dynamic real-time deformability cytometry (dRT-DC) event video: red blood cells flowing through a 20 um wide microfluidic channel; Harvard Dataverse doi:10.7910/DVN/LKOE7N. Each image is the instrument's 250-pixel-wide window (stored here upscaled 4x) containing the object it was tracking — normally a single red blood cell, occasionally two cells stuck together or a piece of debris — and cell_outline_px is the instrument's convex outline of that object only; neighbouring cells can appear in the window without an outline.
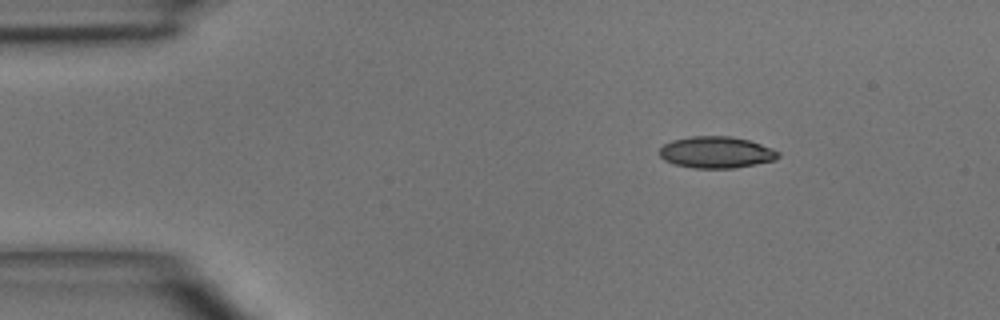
{"species": "common noctule bat (a hibernating species)", "species_latin": "Nyctalus noctula", "temperature_condition": "room temperature", "stored_images_in_passage": 3, "camera_frame_rate_fps": 3000, "um_per_image_px": 0.085, "animal": {"sex": "male", "body_mass_g": 15.6}, "frame": {"image": 1, "passage_image": 1, "time_ms": 0.0, "image_size_px": [1000, 320], "cell_outline_px": [[780, 156], [776, 160], [732, 168], [692, 168], [676, 164], [664, 160], [660, 156], [660, 148], [664, 144], [672, 140], [692, 136], [732, 136], [748, 140], [772, 148], [780, 152]], "centroid_in_image_um": [60.89, 12.94], "position_along_channel_um": 24.1, "area_um2": 21.79}}
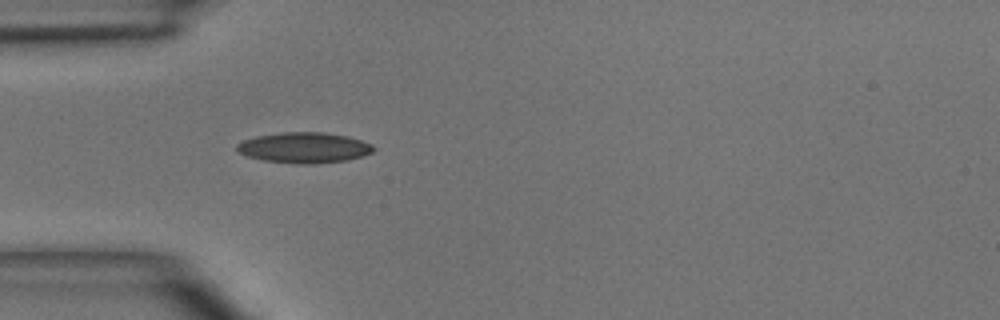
{"frame": {"image": 2, "passage_image": 3, "time_ms": 2.333, "image_size_px": [1000, 320], "cell_outline_px": [[376, 148], [372, 152], [364, 156], [348, 160], [312, 164], [296, 164], [264, 160], [248, 156], [240, 152], [236, 148], [236, 144], [244, 140], [256, 136], [284, 132], [320, 132], [348, 136], [372, 144]], "centroid_in_image_um": [25.89, 12.55], "position_along_channel_um": 59.1, "area_um2": 24.33}}